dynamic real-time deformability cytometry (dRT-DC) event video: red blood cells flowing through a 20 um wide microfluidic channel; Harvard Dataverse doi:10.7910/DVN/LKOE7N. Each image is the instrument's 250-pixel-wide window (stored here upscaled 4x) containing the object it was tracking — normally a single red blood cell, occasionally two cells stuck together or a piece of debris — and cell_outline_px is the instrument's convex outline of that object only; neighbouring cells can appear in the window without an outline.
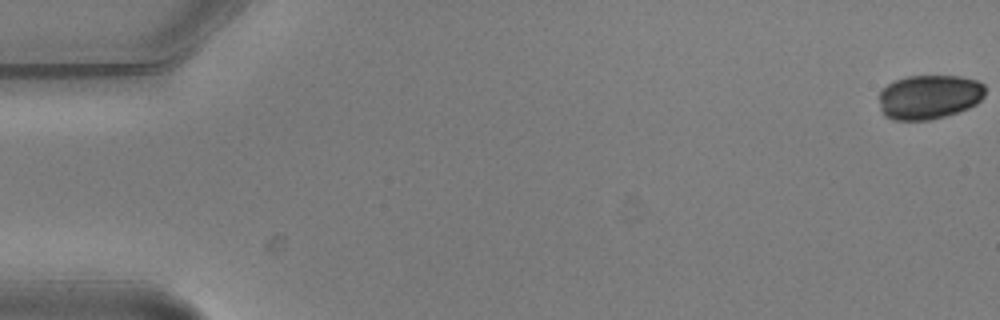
{"species": "common noctule bat (a hibernating species)", "species_latin": "Nyctalus noctula", "temperature_condition": "warm", "stored_images_in_passage": 5, "camera_frame_rate_fps": 3000, "um_per_image_px": 0.085, "animal": {"sex": "male", "body_mass_g": 20.5, "forearm_length_mm": 52.5}, "frame": {"image": 1, "passage_image": 1, "time_ms": 0.0, "image_size_px": [1000, 320], "cell_outline_px": [[984, 96], [976, 104], [968, 108], [944, 116], [928, 120], [892, 120], [884, 116], [880, 108], [880, 92], [888, 84], [896, 80], [908, 76], [960, 76], [976, 80], [984, 84]], "centroid_in_image_um": [78.97, 8.24], "position_along_channel_um": 6.0, "area_um2": 27.34}}
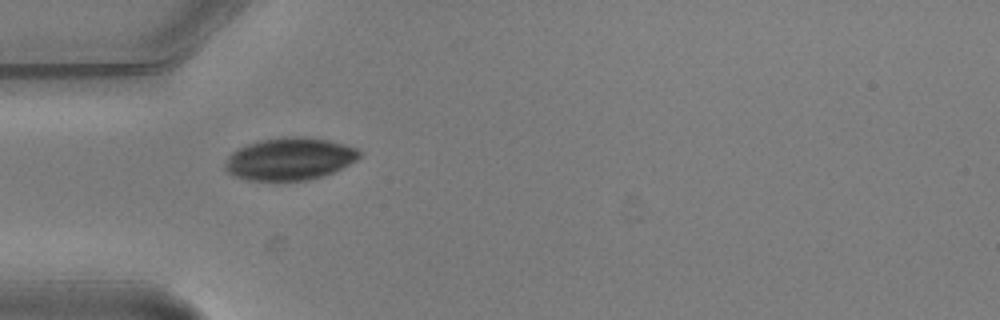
{"frame": {"image": 2, "passage_image": 5, "time_ms": 1.333, "image_size_px": [1000, 320], "cell_outline_px": [[360, 156], [356, 160], [324, 176], [308, 180], [248, 180], [232, 176], [224, 168], [224, 164], [228, 156], [232, 152], [248, 144], [260, 140], [284, 136], [304, 136], [328, 140], [344, 144], [356, 148], [360, 152]], "centroid_in_image_um": [24.6, 13.5], "position_along_channel_um": 60.4, "area_um2": 33.12}}